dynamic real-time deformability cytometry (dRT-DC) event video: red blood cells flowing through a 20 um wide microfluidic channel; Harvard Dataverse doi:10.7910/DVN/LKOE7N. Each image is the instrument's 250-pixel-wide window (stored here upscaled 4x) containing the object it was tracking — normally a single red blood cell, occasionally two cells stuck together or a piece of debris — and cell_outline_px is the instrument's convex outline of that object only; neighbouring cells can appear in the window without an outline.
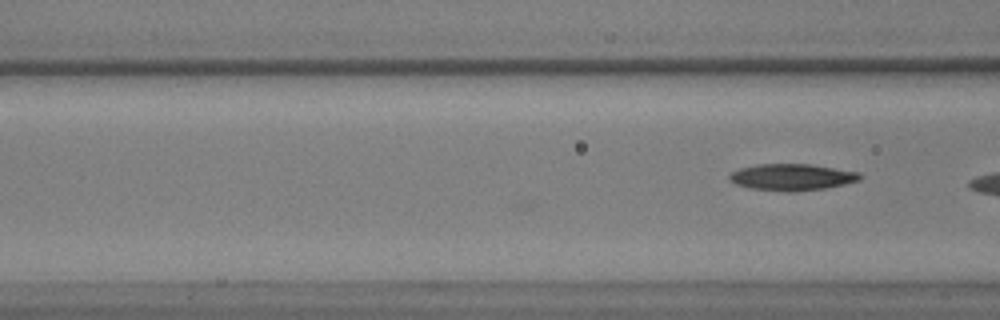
{"species": "common noctule bat (a hibernating species)", "species_latin": "Nyctalus noctula", "temperature_condition": "warm", "stored_images_in_passage": 4, "camera_frame_rate_fps": 3000, "um_per_image_px": 0.085, "animal": {"sex": "male", "body_mass_g": 17.9, "forearm_length_mm": 54.2}, "frame": {"image": 1, "passage_image": 4, "time_ms": 1.0, "image_size_px": [1000, 320], "cell_outline_px": [[860, 180], [844, 184], [824, 188], [796, 192], [788, 192], [752, 188], [736, 184], [728, 180], [728, 176], [732, 172], [740, 168], [756, 164], [812, 164], [860, 172]], "centroid_in_image_um": [67.3, 15.05], "position_along_channel_um": 99.3, "area_um2": 20.23}}